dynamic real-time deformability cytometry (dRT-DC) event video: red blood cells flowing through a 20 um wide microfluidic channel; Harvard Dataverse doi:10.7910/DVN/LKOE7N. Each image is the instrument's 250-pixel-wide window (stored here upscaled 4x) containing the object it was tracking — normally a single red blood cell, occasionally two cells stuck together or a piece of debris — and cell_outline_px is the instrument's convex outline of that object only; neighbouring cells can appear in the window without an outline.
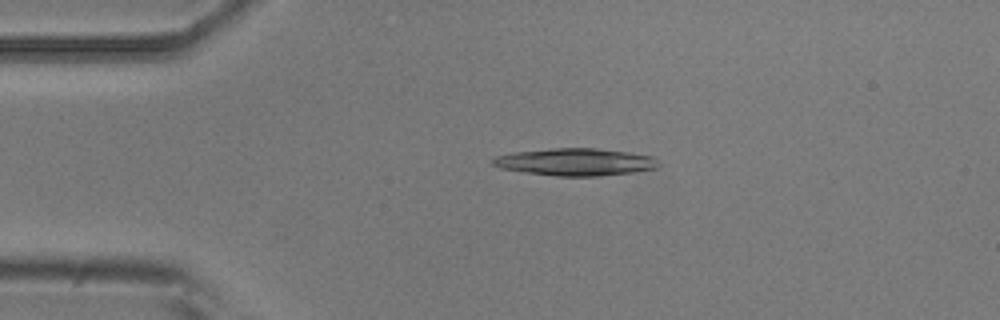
{"species": "common noctule bat (a hibernating species)", "species_latin": "Nyctalus noctula", "temperature_condition": "room temperature", "stored_images_in_passage": 11, "camera_frame_rate_fps": 3000, "um_per_image_px": 0.085, "animal": {"sex": "male", "body_mass_g": 20.5, "forearm_length_mm": 52.5}, "frame": {"image": 1, "passage_image": 5, "time_ms": 1.333, "image_size_px": [1000, 320], "cell_outline_px": [[660, 164], [656, 168], [632, 172], [600, 176], [556, 176], [524, 172], [500, 168], [492, 164], [492, 160], [496, 156], [512, 152], [552, 148], [596, 148], [652, 156]], "centroid_in_image_um": [48.87, 13.77], "position_along_channel_um": 36.1, "area_um2": 26.24}}
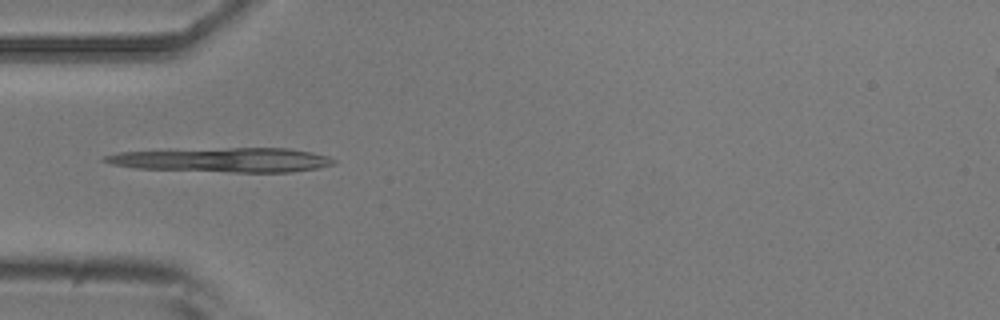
{"frame": {"image": 2, "passage_image": 10, "time_ms": 3.0, "image_size_px": [1000, 320], "cell_outline_px": [[336, 164], [320, 168], [292, 172], [232, 172], [136, 168], [112, 164], [100, 160], [104, 156], [116, 152], [168, 148], [288, 148], [312, 152], [328, 156], [336, 160]], "centroid_in_image_um": [18.88, 13.57], "position_along_channel_um": 66.1, "area_um2": 33.35}}